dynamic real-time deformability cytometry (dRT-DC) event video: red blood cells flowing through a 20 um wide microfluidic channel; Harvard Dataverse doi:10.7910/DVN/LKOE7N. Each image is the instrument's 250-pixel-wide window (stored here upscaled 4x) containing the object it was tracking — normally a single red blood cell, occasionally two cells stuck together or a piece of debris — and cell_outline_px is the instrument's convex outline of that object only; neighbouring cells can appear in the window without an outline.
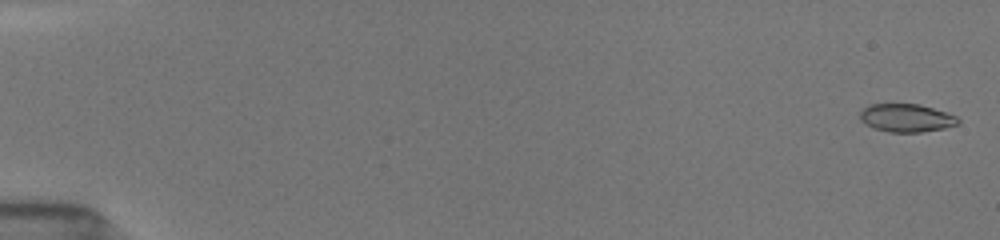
{"species": "common noctule bat (a hibernating species)", "species_latin": "Nyctalus noctula", "temperature_condition": "room temperature", "stored_images_in_passage": 54, "camera_frame_rate_fps": 3000, "um_per_image_px": 0.085, "animal": {"sex": "female", "body_mass_g": 19.5, "forearm_length_mm": 54.1}, "frame": {"image": 1, "passage_image": 2, "time_ms": 0.333, "image_size_px": [1000, 240], "cell_outline_px": [[960, 124], [944, 128], [920, 132], [888, 132], [864, 124], [860, 120], [860, 112], [868, 104], [920, 104], [948, 112], [956, 116], [960, 120]], "centroid_in_image_um": [77.06, 10.02], "position_along_channel_um": 7.9, "area_um2": 16.18}}
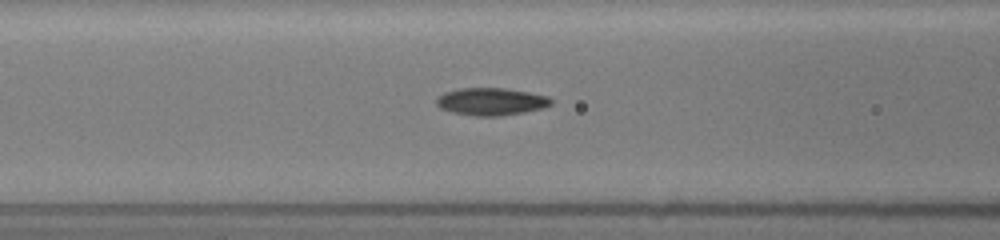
{"frame": {"image": 2, "passage_image": 24, "time_ms": 7.667, "image_size_px": [1000, 240], "cell_outline_px": [[552, 104], [544, 108], [524, 112], [500, 116], [476, 116], [452, 112], [440, 108], [436, 104], [436, 96], [444, 92], [460, 88], [508, 88], [548, 96], [552, 100]], "centroid_in_image_um": [41.74, 8.63], "position_along_channel_um": 124.9, "area_um2": 18.5}}
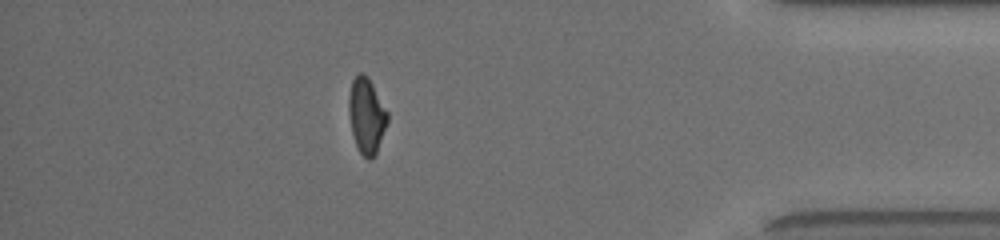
{"frame": {"image": 3, "passage_image": 48, "time_ms": 15.667, "image_size_px": [1000, 240], "cell_outline_px": [[388, 120], [376, 152], [368, 160], [360, 152], [356, 144], [352, 132], [348, 112], [348, 96], [352, 80], [360, 72], [364, 72], [368, 76], [388, 112]], "centroid_in_image_um": [31.14, 9.77], "position_along_channel_um": 404.1, "area_um2": 16.88}, "authors_computed_cell_mechanics": {"area_um2": 16.9354, "velocity_mm_per_s": 3.9244, "shape_relaxation_time_tau1_ms": 4.5076, "shape_relaxation_time_tau2_ms": 5.202, "deformation_change_tau1": 0.1651, "deformation_change_tau2": 0.1097}}